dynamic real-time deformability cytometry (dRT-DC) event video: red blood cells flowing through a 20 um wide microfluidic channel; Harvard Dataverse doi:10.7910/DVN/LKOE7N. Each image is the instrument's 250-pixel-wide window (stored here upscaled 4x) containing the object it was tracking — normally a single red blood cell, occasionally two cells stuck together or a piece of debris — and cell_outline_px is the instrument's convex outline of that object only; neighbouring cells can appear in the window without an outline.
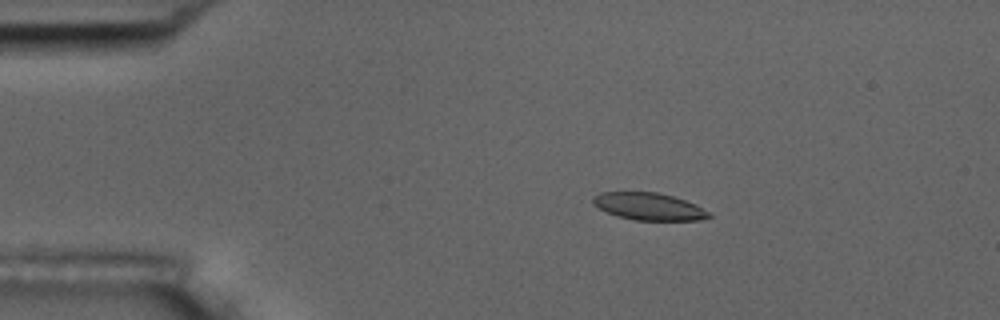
{"species": "common noctule bat (a hibernating species)", "species_latin": "Nyctalus noctula", "temperature_condition": "room temperature", "stored_images_in_passage": 7, "camera_frame_rate_fps": 3000, "um_per_image_px": 0.085, "animal": {"sex": "male", "body_mass_g": 17.5, "forearm_length_mm": 52.3}, "frame": {"image": 1, "passage_image": 4, "time_ms": 3.333, "image_size_px": [1000, 320], "cell_outline_px": [[712, 216], [700, 220], [636, 220], [616, 216], [592, 204], [592, 196], [600, 192], [656, 192], [672, 196], [696, 204], [712, 212]], "centroid_in_image_um": [55.17, 17.55], "position_along_channel_um": 29.8, "area_um2": 18.5}}
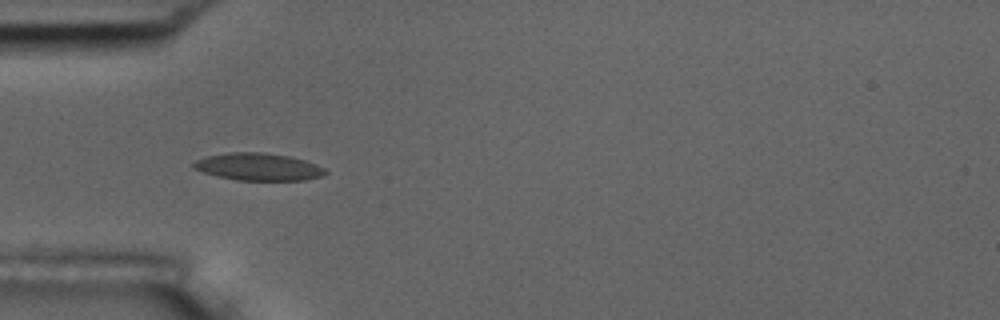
{"frame": {"image": 2, "passage_image": 6, "time_ms": 5.667, "image_size_px": [1000, 320], "cell_outline_px": [[328, 172], [324, 176], [304, 180], [236, 180], [216, 176], [192, 168], [192, 164], [196, 160], [208, 156], [228, 152], [260, 152], [288, 156], [304, 160], [316, 164], [324, 168]], "centroid_in_image_um": [21.96, 14.18], "position_along_channel_um": 63.0, "area_um2": 20.98}}